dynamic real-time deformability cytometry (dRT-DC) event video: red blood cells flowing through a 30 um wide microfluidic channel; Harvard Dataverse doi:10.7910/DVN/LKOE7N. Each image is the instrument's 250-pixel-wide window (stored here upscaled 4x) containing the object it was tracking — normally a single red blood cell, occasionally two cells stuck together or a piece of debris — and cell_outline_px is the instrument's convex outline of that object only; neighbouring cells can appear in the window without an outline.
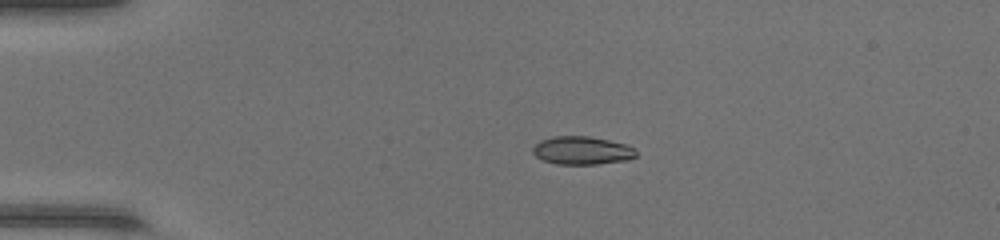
{"species": "common noctule bat (a hibernating species)", "species_latin": "Nyctalus noctula", "temperature_condition": "warm", "stored_images_in_passage": 38, "camera_frame_rate_fps": 3000, "um_per_image_px": 0.085, "animal": {"sex": "female", "body_mass_g": 17.0, "forearm_length_mm": 48.0}, "frame": {"image": 1, "passage_image": 1, "time_ms": 0.0, "image_size_px": [1000, 240], "cell_outline_px": [[636, 156], [628, 160], [596, 164], [556, 164], [544, 160], [536, 156], [532, 152], [532, 148], [540, 140], [552, 136], [588, 136], [608, 140], [624, 144], [632, 148], [636, 152]], "centroid_in_image_um": [49.44, 12.79], "position_along_channel_um": 35.6, "area_um2": 16.82}}
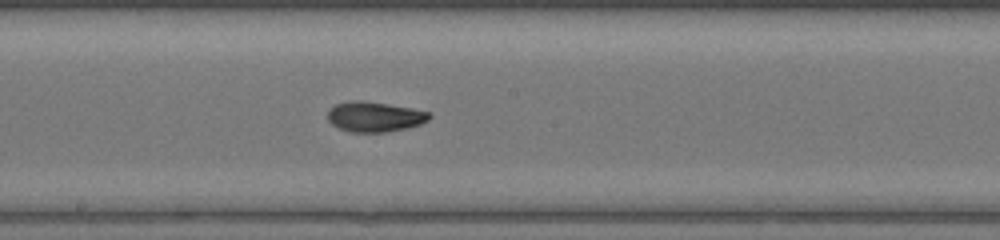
{"frame": {"image": 2, "passage_image": 17, "time_ms": 5.333, "image_size_px": [1000, 240], "cell_outline_px": [[432, 116], [428, 120], [420, 124], [408, 128], [384, 132], [352, 132], [340, 128], [332, 124], [328, 120], [328, 108], [336, 104], [348, 100], [360, 100], [388, 104], [412, 108], [432, 112]], "centroid_in_image_um": [31.85, 9.91], "position_along_channel_um": 216.3, "area_um2": 17.98}}
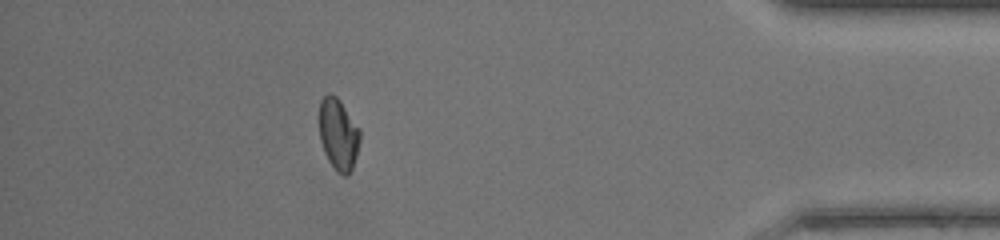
{"frame": {"image": 3, "passage_image": 33, "time_ms": 10.667, "image_size_px": [1000, 240], "cell_outline_px": [[360, 140], [356, 156], [352, 168], [348, 176], [344, 176], [336, 172], [328, 160], [324, 152], [320, 140], [320, 100], [328, 92], [336, 96], [340, 100], [360, 128]], "centroid_in_image_um": [28.77, 11.42], "position_along_channel_um": 406.4, "area_um2": 17.11}, "authors_computed_cell_mechanics": {"area_um2": 17.3978, "velocity_mm_per_s": 4.3955, "shape_relaxation_time_tau1_ms": 3.4783, "shape_relaxation_time_tau2_ms": 1.2416, "deformation_change_tau1": 0.1547, "deformation_change_tau2": 0.0509}}